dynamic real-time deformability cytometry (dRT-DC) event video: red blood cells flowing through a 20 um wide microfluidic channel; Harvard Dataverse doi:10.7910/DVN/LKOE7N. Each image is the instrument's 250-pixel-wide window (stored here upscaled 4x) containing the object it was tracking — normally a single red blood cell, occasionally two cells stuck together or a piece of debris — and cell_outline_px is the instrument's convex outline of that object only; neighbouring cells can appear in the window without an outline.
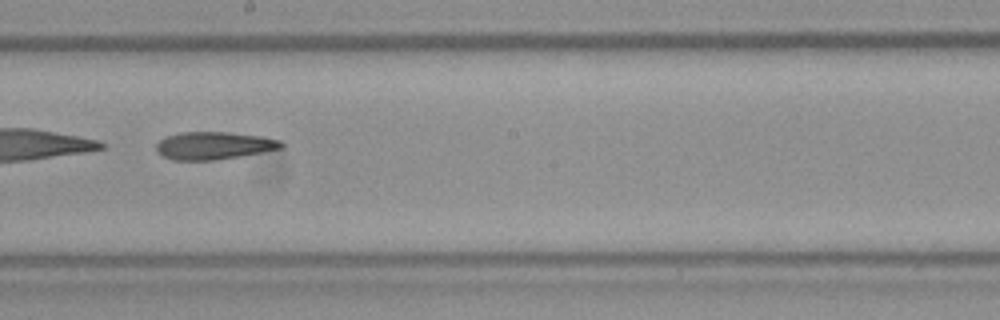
{"species": "Egyptian fruit bat (a non-hibernating species)", "species_latin": "Rousettus aegyptiacus", "temperature_condition": "room temperature", "stored_images_in_passage": 47, "camera_frame_rate_fps": 3000, "um_per_image_px": 0.085, "frame": {"image": 1, "passage_image": 27, "time_ms": 8.667, "image_size_px": [1000, 320], "cell_outline_px": [[284, 144], [280, 148], [260, 152], [216, 160], [172, 160], [156, 152], [156, 144], [164, 136], [180, 132], [232, 132], [260, 136], [280, 140]], "centroid_in_image_um": [18.11, 12.36], "position_along_channel_um": 230.1, "area_um2": 20.06}}